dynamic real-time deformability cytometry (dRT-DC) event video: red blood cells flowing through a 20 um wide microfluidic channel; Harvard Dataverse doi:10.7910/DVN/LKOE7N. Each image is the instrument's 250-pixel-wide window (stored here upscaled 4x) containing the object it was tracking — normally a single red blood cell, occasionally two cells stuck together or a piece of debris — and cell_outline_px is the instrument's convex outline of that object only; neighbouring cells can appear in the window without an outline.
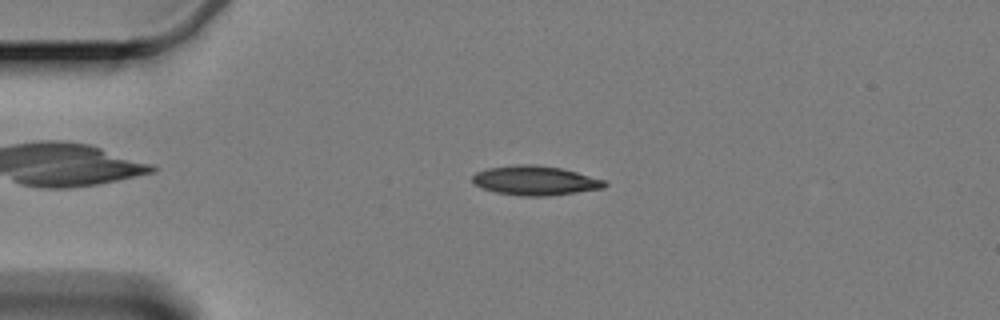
{"species": "Egyptian fruit bat (a non-hibernating species)", "species_latin": "Rousettus aegyptiacus", "temperature_condition": "cold", "stored_images_in_passage": 57, "camera_frame_rate_fps": 3000, "um_per_image_px": 0.085, "animal": {"sex": "female"}, "frame": {"image": 1, "passage_image": 11, "time_ms": 3.333, "image_size_px": [1000, 320], "cell_outline_px": [[608, 184], [604, 188], [548, 196], [520, 196], [496, 192], [480, 188], [472, 180], [472, 176], [476, 172], [488, 168], [512, 164], [536, 164], [560, 168], [576, 172], [604, 180]], "centroid_in_image_um": [45.46, 15.34], "position_along_channel_um": 39.5, "area_um2": 22.66}}
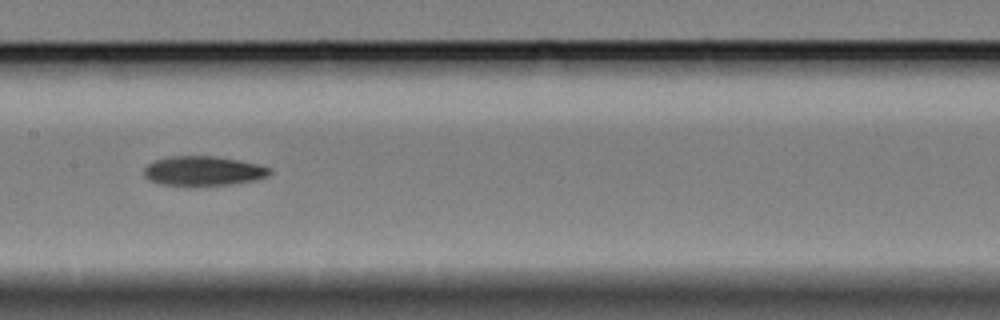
{"frame": {"image": 2, "passage_image": 27, "time_ms": 8.667, "image_size_px": [1000, 320], "cell_outline_px": [[272, 172], [268, 176], [256, 180], [232, 184], [160, 184], [148, 180], [144, 176], [144, 168], [148, 164], [156, 160], [172, 156], [212, 156], [236, 160], [256, 164], [272, 168]], "centroid_in_image_um": [17.29, 14.52], "position_along_channel_um": 190.1, "area_um2": 21.15}}
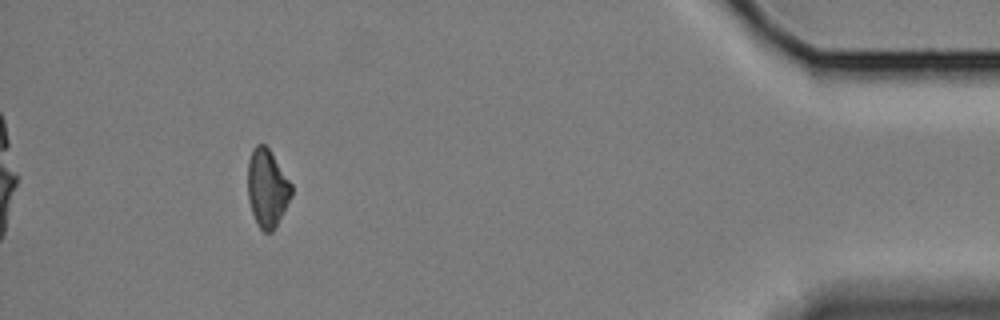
{"frame": {"image": 3, "passage_image": 52, "time_ms": 17.0, "image_size_px": [1000, 320], "cell_outline_px": [[292, 196], [272, 232], [264, 232], [256, 224], [248, 200], [248, 160], [252, 148], [256, 144], [264, 144], [268, 148], [292, 184]], "centroid_in_image_um": [22.7, 15.99], "position_along_channel_um": 412.5, "area_um2": 19.77}, "authors_computed_cell_mechanics": {"area_um2": 21.5016, "velocity_mm_per_s": 3.3521, "shape_relaxation_time_tau1_ms": 6.8716, "shape_relaxation_time_tau2_ms": null, "deformation_change_tau1": 0.1469, "deformation_change_tau2": null}}